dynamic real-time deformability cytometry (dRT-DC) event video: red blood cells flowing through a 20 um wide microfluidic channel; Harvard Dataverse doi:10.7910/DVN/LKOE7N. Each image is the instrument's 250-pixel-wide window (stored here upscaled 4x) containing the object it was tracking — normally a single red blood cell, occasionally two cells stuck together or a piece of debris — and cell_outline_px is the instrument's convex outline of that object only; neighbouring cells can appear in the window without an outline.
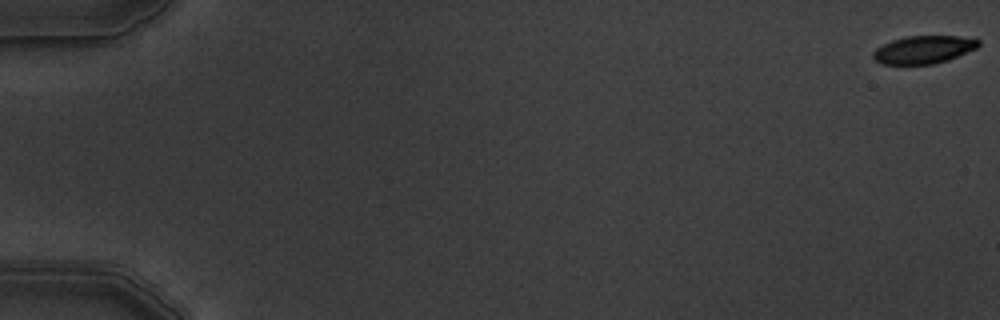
{"species": "common noctule bat (a hibernating species)", "species_latin": "Nyctalus noctula", "temperature_condition": "warm", "stored_images_in_passage": 6, "camera_frame_rate_fps": 3000, "um_per_image_px": 0.085, "animal": {"sex": "male", "body_mass_g": 19.5, "forearm_length_mm": 54.6}, "frame": {"image": 1, "passage_image": 1, "time_ms": 0.0, "image_size_px": [1000, 320], "cell_outline_px": [[980, 44], [976, 48], [948, 60], [932, 64], [880, 64], [872, 60], [872, 52], [876, 48], [892, 40], [908, 36], [960, 36], [980, 40]], "centroid_in_image_um": [78.46, 4.22], "position_along_channel_um": 6.5, "area_um2": 17.11}}
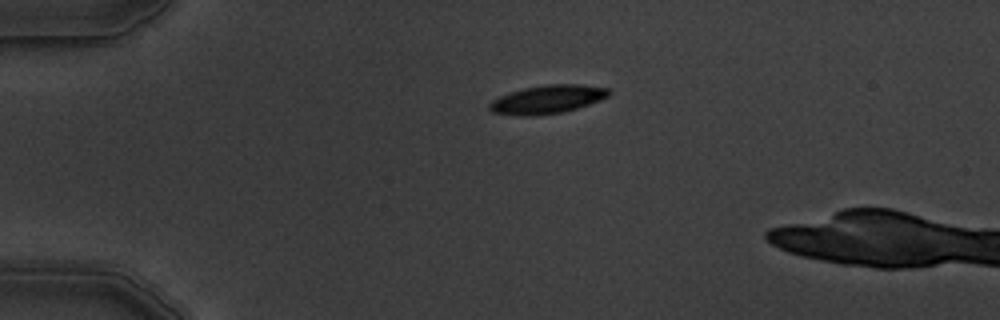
{"frame": {"image": 2, "passage_image": 4, "time_ms": 4.333, "image_size_px": [1000, 320], "cell_outline_px": [[612, 92], [608, 96], [600, 100], [576, 108], [560, 112], [536, 116], [520, 116], [492, 112], [488, 108], [488, 104], [492, 100], [500, 96], [524, 88], [544, 84], [580, 84], [608, 88]], "centroid_in_image_um": [46.52, 8.44], "position_along_channel_um": 38.5, "area_um2": 19.71}}